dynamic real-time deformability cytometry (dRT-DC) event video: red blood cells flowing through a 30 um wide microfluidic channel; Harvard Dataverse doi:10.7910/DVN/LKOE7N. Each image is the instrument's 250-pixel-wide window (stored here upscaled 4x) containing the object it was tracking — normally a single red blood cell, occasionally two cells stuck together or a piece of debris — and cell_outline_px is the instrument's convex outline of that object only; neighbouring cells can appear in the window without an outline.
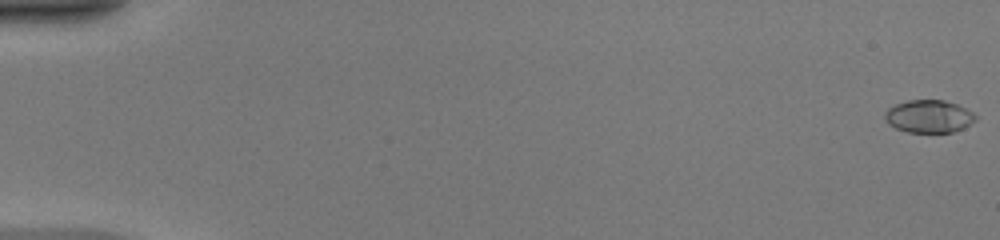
{"species": "common noctule bat (a hibernating species)", "species_latin": "Nyctalus noctula", "temperature_condition": "warm", "stored_images_in_passage": 51, "camera_frame_rate_fps": 3000, "um_per_image_px": 0.085, "animal": {"sex": "female", "body_mass_g": 20.0, "forearm_length_mm": 54.0}, "frame": {"image": 1, "passage_image": 1, "time_ms": 0.0, "image_size_px": [1000, 240], "cell_outline_px": [[976, 120], [964, 128], [952, 132], [908, 132], [896, 128], [888, 124], [884, 120], [884, 112], [888, 108], [896, 104], [908, 100], [944, 100], [956, 104], [972, 112], [976, 116]], "centroid_in_image_um": [78.93, 9.89], "position_along_channel_um": 6.1, "area_um2": 17.28}}
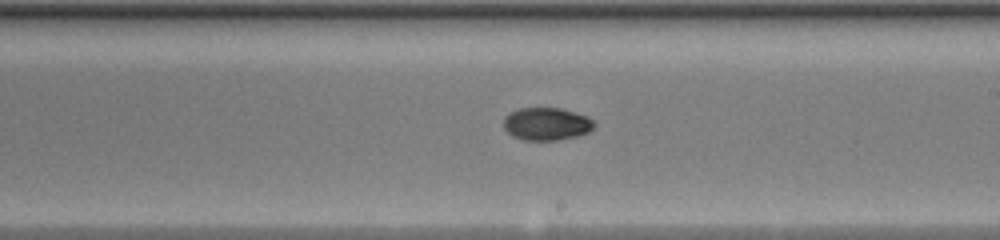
{"frame": {"image": 2, "passage_image": 31, "time_ms": 10.0, "image_size_px": [1000, 240], "cell_outline_px": [[596, 124], [588, 132], [576, 136], [556, 140], [524, 140], [512, 136], [504, 128], [504, 116], [508, 112], [520, 108], [560, 108], [588, 116], [596, 120]], "centroid_in_image_um": [46.46, 10.52], "position_along_channel_um": 242.5, "area_um2": 17.4}}
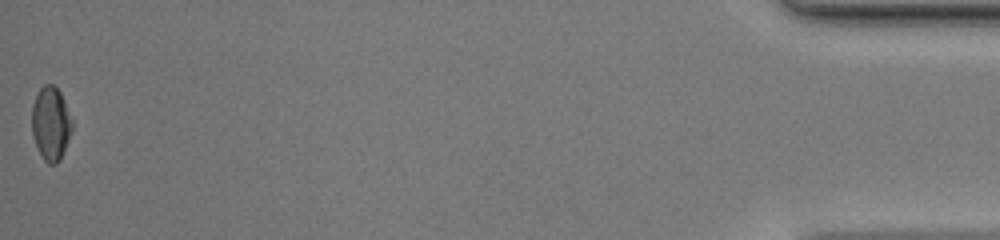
{"frame": {"image": 3, "passage_image": 51, "time_ms": 16.667, "image_size_px": [1000, 240], "cell_outline_px": [[72, 132], [60, 160], [56, 164], [48, 164], [44, 160], [32, 136], [32, 104], [40, 88], [44, 84], [52, 84], [60, 92], [72, 120]], "centroid_in_image_um": [4.32, 10.51], "position_along_channel_um": 430.9, "area_um2": 17.17}, "authors_computed_cell_mechanics": {"area_um2": 17.2244, "velocity_mm_per_s": 4.1896, "shape_relaxation_time_tau1_ms": null, "shape_relaxation_time_tau2_ms": 4.5394, "deformation_change_tau1": null, "deformation_change_tau2": 0.0622}}